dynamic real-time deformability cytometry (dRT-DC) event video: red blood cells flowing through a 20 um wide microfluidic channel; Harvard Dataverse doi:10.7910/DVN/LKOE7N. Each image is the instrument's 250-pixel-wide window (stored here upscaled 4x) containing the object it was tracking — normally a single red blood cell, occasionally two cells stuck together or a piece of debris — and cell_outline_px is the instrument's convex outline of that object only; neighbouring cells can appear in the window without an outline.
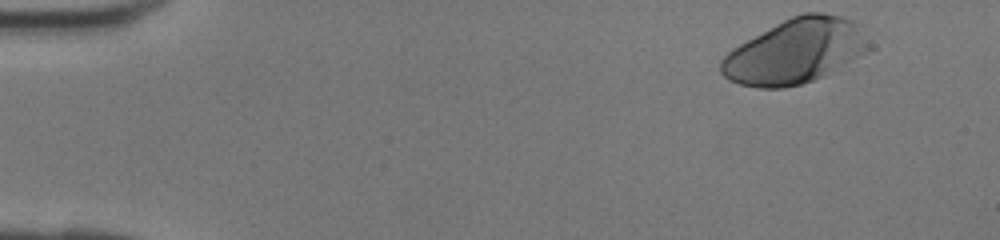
{"species": "human", "species_latin": "Homo sapiens", "temperature_condition": "room temperature", "stored_images_in_passage": 40, "camera_frame_rate_fps": 3000, "um_per_image_px": 0.085, "donor": {"sex": "female"}, "frame": {"image": 1, "passage_image": 1, "time_ms": 0.0, "image_size_px": [1000, 240], "cell_outline_px": [[876, 48], [872, 52], [824, 76], [800, 84], [784, 88], [760, 88], [740, 84], [728, 80], [720, 72], [720, 60], [732, 48], [776, 24], [792, 16], [804, 12], [824, 12], [840, 16], [852, 20], [860, 24]], "centroid_in_image_um": [67.71, 4.35], "position_along_channel_um": 17.3, "area_um2": 56.64}}
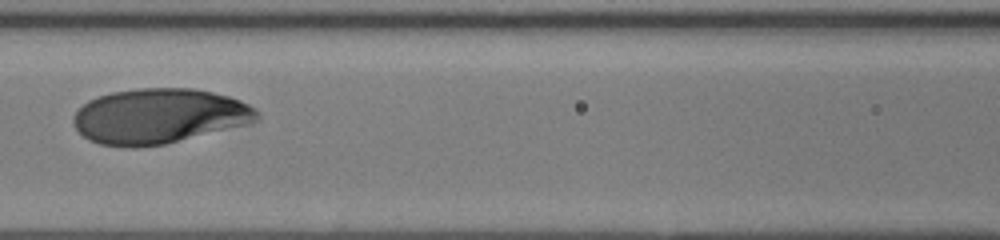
{"frame": {"image": 2, "passage_image": 17, "time_ms": 5.333, "image_size_px": [1000, 240], "cell_outline_px": [[260, 116], [256, 120], [244, 124], [164, 144], [136, 148], [128, 148], [100, 144], [88, 140], [76, 128], [72, 120], [72, 116], [88, 100], [112, 92], [136, 88], [192, 88], [212, 92], [228, 96], [240, 100], [256, 108], [260, 112]], "centroid_in_image_um": [13.49, 9.87], "position_along_channel_um": 153.1, "area_um2": 58.67}}
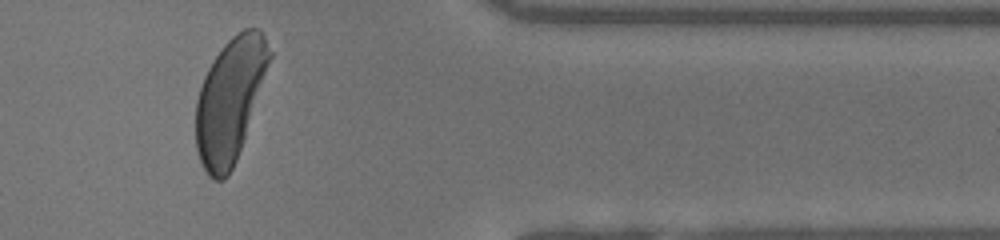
{"frame": {"image": 3, "passage_image": 33, "time_ms": 10.667, "image_size_px": [1000, 240], "cell_outline_px": [[272, 56], [236, 160], [228, 176], [224, 180], [216, 180], [208, 176], [200, 160], [196, 148], [196, 100], [204, 76], [212, 60], [224, 44], [232, 36], [244, 28], [260, 28], [272, 52]], "centroid_in_image_um": [19.53, 8.48], "position_along_channel_um": 391.9, "area_um2": 52.48}}